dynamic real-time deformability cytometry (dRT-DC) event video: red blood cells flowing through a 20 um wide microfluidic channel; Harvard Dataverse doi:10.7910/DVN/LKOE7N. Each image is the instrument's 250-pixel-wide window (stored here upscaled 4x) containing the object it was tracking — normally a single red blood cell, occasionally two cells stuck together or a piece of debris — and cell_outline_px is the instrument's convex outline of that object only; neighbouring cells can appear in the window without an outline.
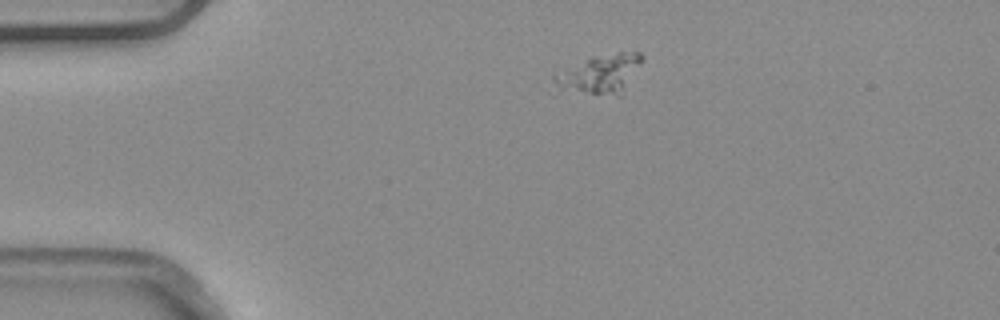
{"species": "common noctule bat (a hibernating species)", "species_latin": "Nyctalus noctula", "temperature_condition": "warm", "stored_images_in_passage": 4, "camera_frame_rate_fps": 3000, "um_per_image_px": 0.085, "animal": {"sex": "male", "body_mass_g": 20.4}, "frame": {"image": 1, "passage_image": 1, "time_ms": 0.0, "image_size_px": [1000, 320], "cell_outline_px": [[644, 60], [624, 92], [620, 96], [616, 96], [592, 92], [552, 80], [552, 72], [596, 56], [620, 52], [640, 52], [644, 56]], "centroid_in_image_um": [51.18, 6.21], "position_along_channel_um": 33.8, "area_um2": 18.84}}
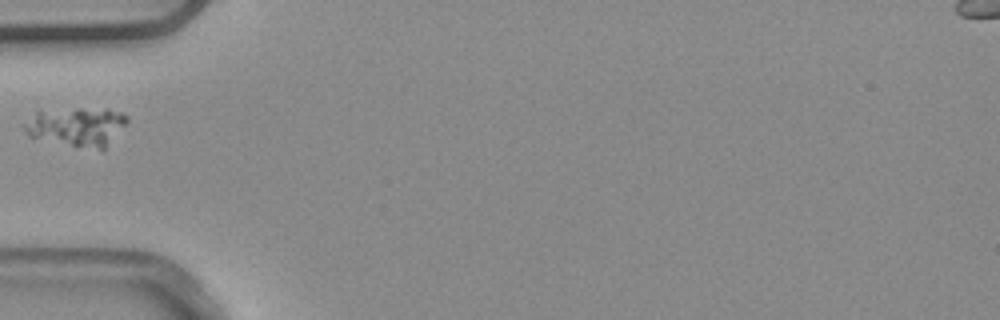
{"frame": {"image": 2, "passage_image": 3, "time_ms": 0.667, "image_size_px": [1000, 320], "cell_outline_px": [[128, 120], [104, 148], [100, 148], [72, 144], [28, 136], [24, 132], [20, 124], [40, 108], [108, 108], [124, 112], [128, 116]], "centroid_in_image_um": [6.44, 10.66], "position_along_channel_um": 78.6, "area_um2": 23.29}}